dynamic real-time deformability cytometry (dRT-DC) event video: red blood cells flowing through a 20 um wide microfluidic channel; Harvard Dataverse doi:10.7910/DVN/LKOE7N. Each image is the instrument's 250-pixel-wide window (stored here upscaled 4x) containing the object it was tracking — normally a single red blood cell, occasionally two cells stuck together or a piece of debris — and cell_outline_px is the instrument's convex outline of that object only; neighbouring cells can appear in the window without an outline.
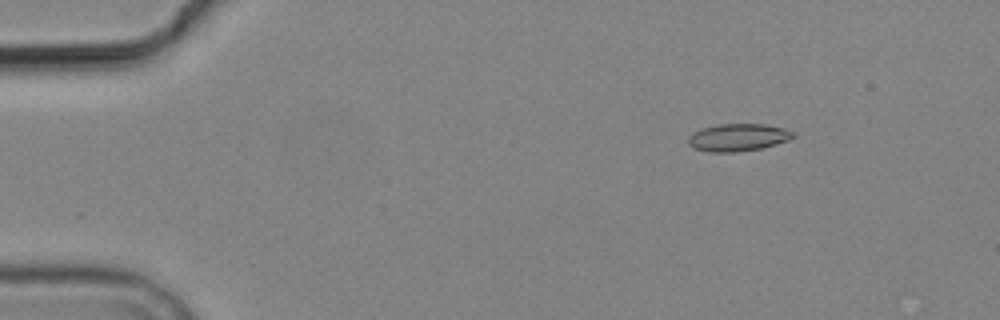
{"species": "common noctule bat (a hibernating species)", "species_latin": "Nyctalus noctula", "temperature_condition": "cold", "stored_images_in_passage": 6, "camera_frame_rate_fps": 3000, "um_per_image_px": 0.085, "animal": {"sex": "male", "body_mass_g": 19.2, "forearm_length_mm": 51.8}, "frame": {"image": 1, "passage_image": 1, "time_ms": 0.0, "image_size_px": [1000, 320], "cell_outline_px": [[796, 136], [788, 140], [776, 144], [760, 148], [736, 152], [708, 152], [692, 148], [688, 144], [688, 136], [700, 128], [720, 124], [764, 124], [784, 128], [796, 132]], "centroid_in_image_um": [62.72, 11.68], "position_along_channel_um": 22.3, "area_um2": 16.94}}
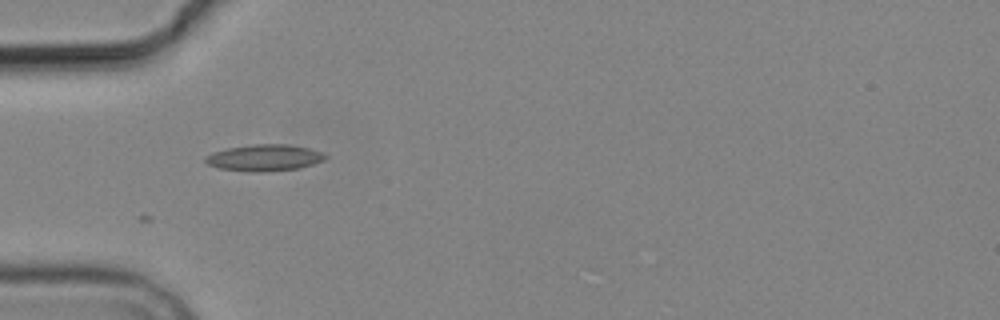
{"frame": {"image": 2, "passage_image": 4, "time_ms": 3.333, "image_size_px": [1000, 320], "cell_outline_px": [[328, 156], [324, 160], [300, 168], [268, 172], [252, 172], [220, 168], [208, 164], [204, 160], [204, 156], [212, 152], [228, 148], [252, 144], [288, 144], [308, 148], [320, 152]], "centroid_in_image_um": [22.46, 13.41], "position_along_channel_um": 62.5, "area_um2": 18.55}}
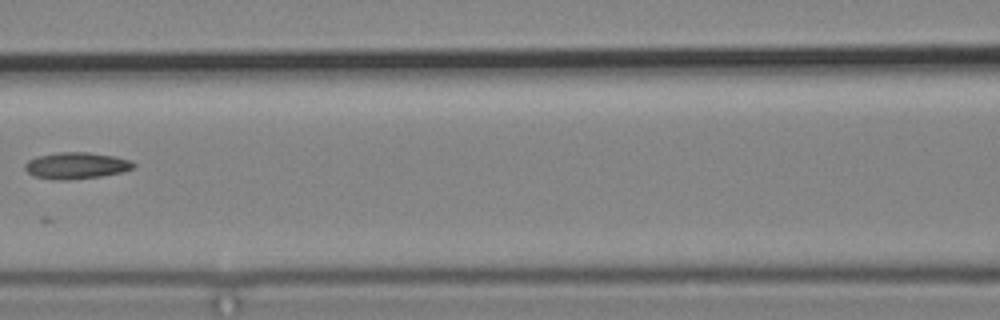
{"frame": {"image": 3, "passage_image": 6, "time_ms": 6.0, "image_size_px": [1000, 320], "cell_outline_px": [[136, 164], [132, 168], [124, 172], [100, 176], [68, 180], [52, 180], [32, 176], [24, 168], [24, 164], [28, 160], [36, 156], [60, 152], [88, 152], [116, 156], [132, 160]], "centroid_in_image_um": [6.48, 14.07], "position_along_channel_um": 160.1, "area_um2": 17.05}}